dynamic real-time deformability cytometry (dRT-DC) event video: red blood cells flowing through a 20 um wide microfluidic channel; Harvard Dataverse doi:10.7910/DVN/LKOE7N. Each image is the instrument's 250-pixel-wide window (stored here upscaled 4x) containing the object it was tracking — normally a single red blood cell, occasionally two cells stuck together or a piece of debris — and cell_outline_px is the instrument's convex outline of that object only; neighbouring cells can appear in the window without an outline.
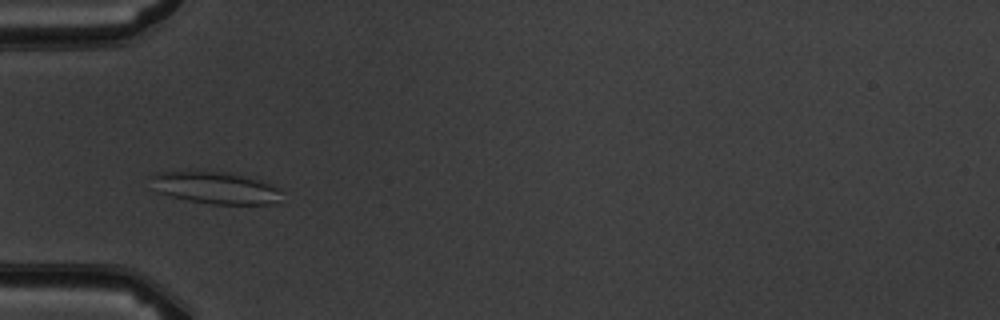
{"species": "common noctule bat (a hibernating species)", "species_latin": "Nyctalus noctula", "temperature_condition": "warm", "stored_images_in_passage": 8, "camera_frame_rate_fps": 3000, "um_per_image_px": 0.085, "animal": {"sex": "male", "body_mass_g": 19.5, "forearm_length_mm": 54.6}, "frame": {"image": 1, "passage_image": 4, "time_ms": 3.667, "image_size_px": [1000, 320], "cell_outline_px": [[284, 192], [272, 204], [212, 204], [188, 200], [156, 192], [152, 188], [148, 176], [156, 172], [188, 168], [192, 168], [228, 172], [260, 180], [272, 184], [280, 188]], "centroid_in_image_um": [18.19, 15.9], "position_along_channel_um": 66.8, "area_um2": 25.55}}
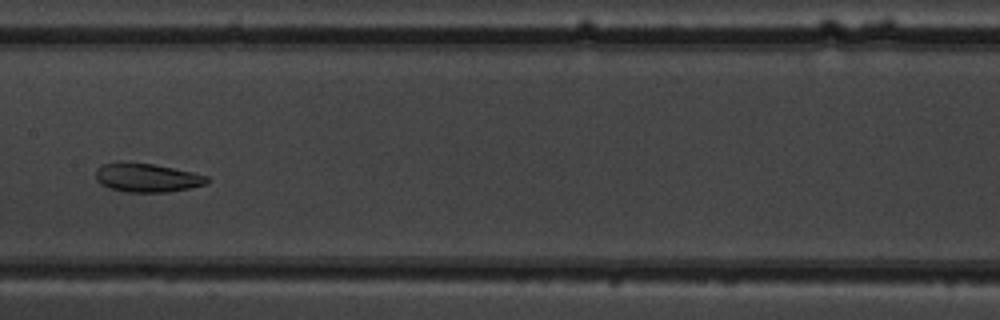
{"frame": {"image": 2, "passage_image": 7, "time_ms": 7.0, "image_size_px": [1000, 320], "cell_outline_px": [[212, 180], [204, 184], [188, 188], [168, 192], [124, 192], [108, 188], [100, 184], [96, 180], [96, 168], [104, 164], [120, 160], [152, 164], [192, 172], [208, 176]], "centroid_in_image_um": [12.44, 15.09], "position_along_channel_um": 195.0, "area_um2": 18.9}}
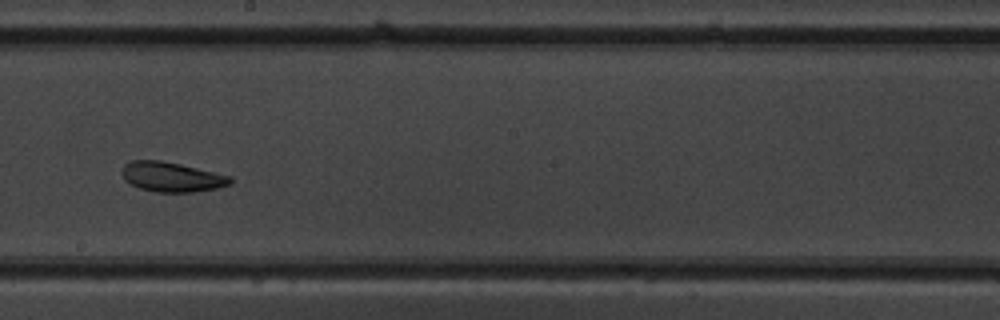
{"frame": {"image": 3, "passage_image": 8, "time_ms": 8.0, "image_size_px": [1000, 320], "cell_outline_px": [[232, 184], [216, 188], [192, 192], [156, 192], [140, 188], [124, 180], [120, 172], [124, 164], [132, 160], [160, 160], [180, 164], [232, 176]], "centroid_in_image_um": [14.58, 15.03], "position_along_channel_um": 233.6, "area_um2": 18.84}}